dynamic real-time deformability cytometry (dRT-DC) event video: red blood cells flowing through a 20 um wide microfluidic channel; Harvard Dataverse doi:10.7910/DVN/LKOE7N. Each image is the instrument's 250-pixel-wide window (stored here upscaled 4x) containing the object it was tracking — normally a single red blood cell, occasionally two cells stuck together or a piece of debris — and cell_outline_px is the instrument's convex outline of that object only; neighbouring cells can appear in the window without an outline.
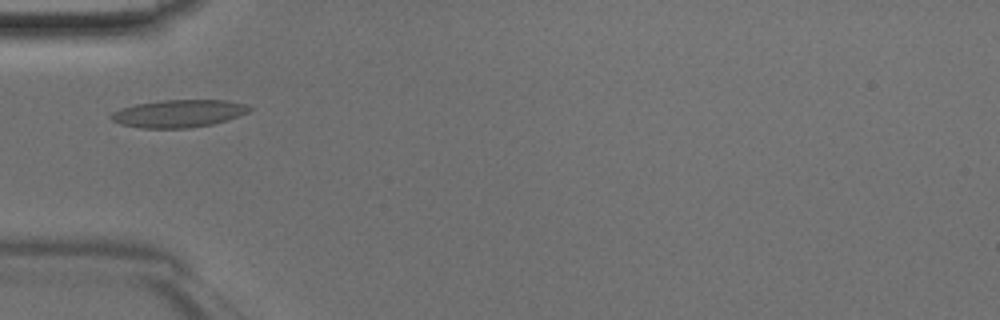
{"species": "Egyptian fruit bat (a non-hibernating species)", "species_latin": "Rousettus aegyptiacus", "temperature_condition": "room temperature", "stored_images_in_passage": 32, "camera_frame_rate_fps": 3000, "um_per_image_px": 0.085, "animal": {"sex": "male"}, "frame": {"image": 1, "passage_image": 1, "time_ms": 0.0, "image_size_px": [1000, 320], "cell_outline_px": [[252, 108], [248, 112], [228, 120], [212, 124], [188, 128], [140, 128], [120, 124], [112, 120], [108, 116], [112, 112], [120, 108], [136, 104], [160, 100], [228, 100], [248, 104]], "centroid_in_image_um": [15.18, 9.64], "position_along_channel_um": 69.8, "area_um2": 22.43}}
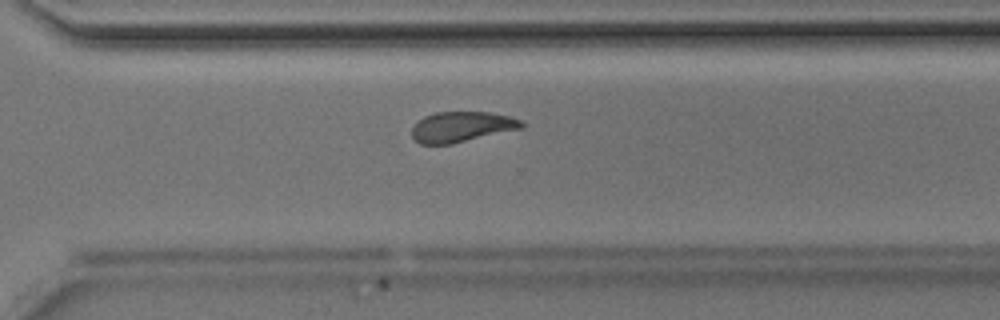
{"frame": {"image": 2, "passage_image": 19, "time_ms": 6.0, "image_size_px": [1000, 320], "cell_outline_px": [[524, 124], [520, 128], [452, 144], [420, 144], [412, 136], [412, 128], [424, 116], [436, 112], [488, 112], [508, 116], [520, 120]], "centroid_in_image_um": [39.2, 10.78], "position_along_channel_um": 331.4, "area_um2": 19.07}}
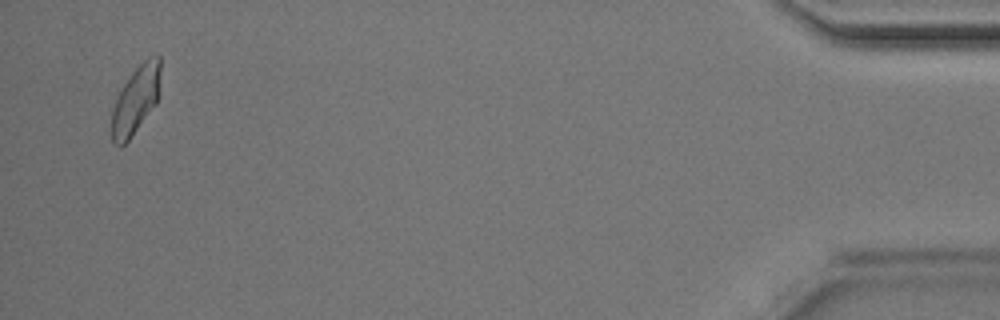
{"frame": {"image": 3, "passage_image": 31, "time_ms": 10.0, "image_size_px": [1000, 320], "cell_outline_px": [[160, 72], [156, 104], [128, 140], [120, 148], [112, 144], [112, 108], [116, 96], [132, 72], [148, 56], [160, 56]], "centroid_in_image_um": [11.51, 8.51], "position_along_channel_um": 423.7, "area_um2": 19.07}}